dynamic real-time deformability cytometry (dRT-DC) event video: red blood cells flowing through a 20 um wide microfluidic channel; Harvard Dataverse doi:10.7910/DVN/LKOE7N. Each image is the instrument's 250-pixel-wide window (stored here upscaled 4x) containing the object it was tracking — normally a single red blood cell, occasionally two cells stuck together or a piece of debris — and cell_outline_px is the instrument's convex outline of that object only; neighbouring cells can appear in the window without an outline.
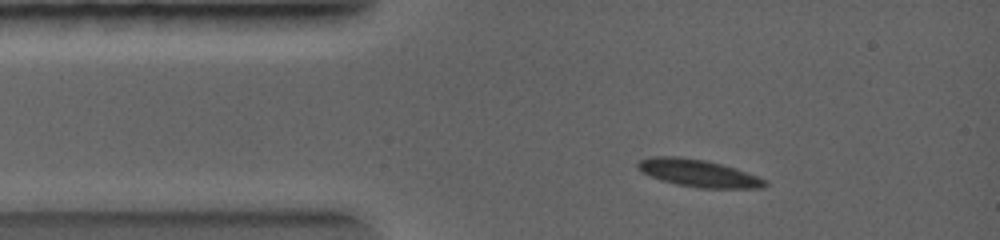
{"species": "common noctule bat (a hibernating species)", "species_latin": "Nyctalus noctula", "temperature_condition": "warm", "stored_images_in_passage": 3, "camera_frame_rate_fps": 5000, "um_per_image_px": 0.085, "animal": {"sex": "female", "body_mass_g": 19.0, "forearm_length_mm": 56.7}, "frame": {"image": 1, "passage_image": 2, "time_ms": 1.0, "image_size_px": [1000, 240], "cell_outline_px": [[768, 184], [756, 188], [700, 188], [676, 184], [652, 176], [644, 172], [636, 164], [640, 160], [652, 156], [680, 156], [704, 160], [736, 168], [756, 176], [764, 180]], "centroid_in_image_um": [59.35, 14.71], "position_along_channel_um": 25.6, "area_um2": 19.77}}